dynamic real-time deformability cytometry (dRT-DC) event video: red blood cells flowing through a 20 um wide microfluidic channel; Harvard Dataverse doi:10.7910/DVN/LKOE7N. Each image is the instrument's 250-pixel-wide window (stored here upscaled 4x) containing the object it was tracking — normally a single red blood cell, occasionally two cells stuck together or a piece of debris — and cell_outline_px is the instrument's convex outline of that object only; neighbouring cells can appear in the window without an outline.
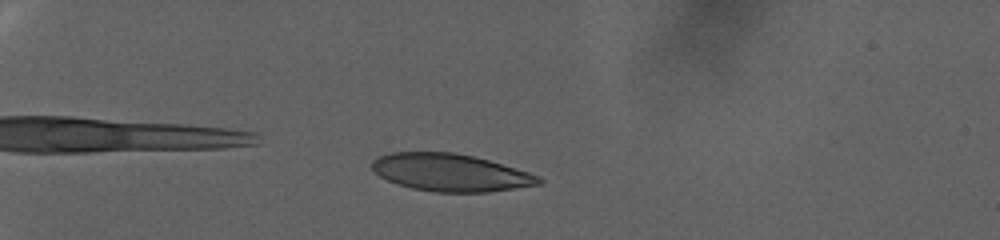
{"species": "human", "species_latin": "Homo sapiens", "temperature_condition": "warm", "stored_images_in_passage": 96, "camera_frame_rate_fps": 3000, "um_per_image_px": 0.085, "donor": {"sex": "female"}, "frame": {"image": 1, "passage_image": 29, "time_ms": 9.333, "image_size_px": [1000, 240], "cell_outline_px": [[544, 180], [540, 184], [488, 192], [436, 192], [412, 188], [388, 180], [380, 176], [372, 168], [372, 160], [376, 156], [392, 152], [452, 152], [476, 156], [528, 172], [540, 176]], "centroid_in_image_um": [38.29, 14.65], "position_along_channel_um": 46.7, "area_um2": 36.3}}
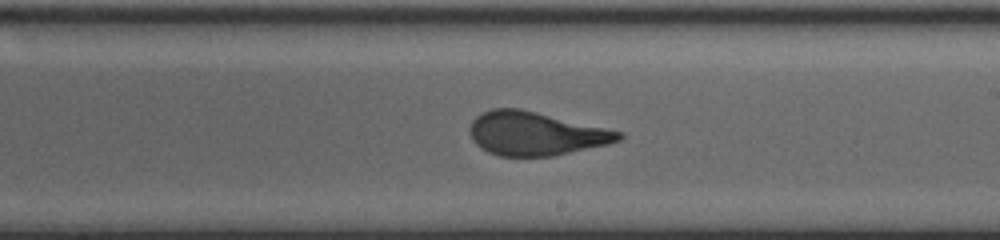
{"frame": {"image": 2, "passage_image": 63, "time_ms": 20.667, "image_size_px": [1000, 240], "cell_outline_px": [[624, 136], [620, 140], [608, 144], [552, 156], [500, 156], [488, 152], [480, 148], [472, 140], [468, 132], [468, 128], [472, 120], [476, 116], [492, 108], [520, 108], [624, 132]], "centroid_in_image_um": [45.49, 11.35], "position_along_channel_um": 243.5, "area_um2": 37.92}}
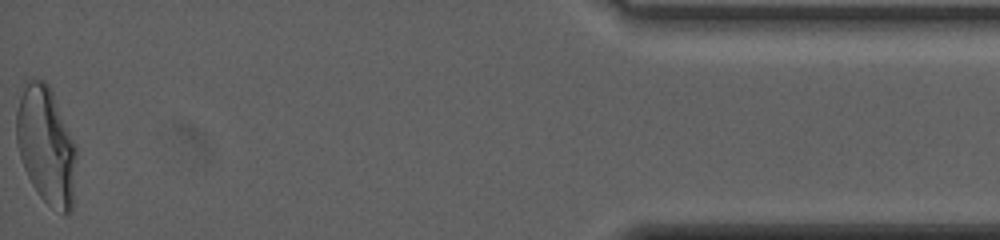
{"frame": {"image": 3, "passage_image": 96, "time_ms": 31.667, "image_size_px": [1000, 240], "cell_outline_px": [[76, 156], [72, 212], [64, 212], [48, 204], [36, 192], [24, 168], [20, 156], [16, 140], [16, 112], [20, 96], [28, 80], [44, 80], [48, 84], [52, 92], [76, 148]], "centroid_in_image_um": [3.9, 12.37], "position_along_channel_um": 431.3, "area_um2": 40.29}, "authors_computed_cell_mechanics": {"area_um2": 37.8012, "velocity_mm_per_s": 2.2937, "shape_relaxation_time_tau1_ms": 11.1711, "shape_relaxation_time_tau2_ms": null, "deformation_change_tau1": 0.258, "deformation_change_tau2": null}}